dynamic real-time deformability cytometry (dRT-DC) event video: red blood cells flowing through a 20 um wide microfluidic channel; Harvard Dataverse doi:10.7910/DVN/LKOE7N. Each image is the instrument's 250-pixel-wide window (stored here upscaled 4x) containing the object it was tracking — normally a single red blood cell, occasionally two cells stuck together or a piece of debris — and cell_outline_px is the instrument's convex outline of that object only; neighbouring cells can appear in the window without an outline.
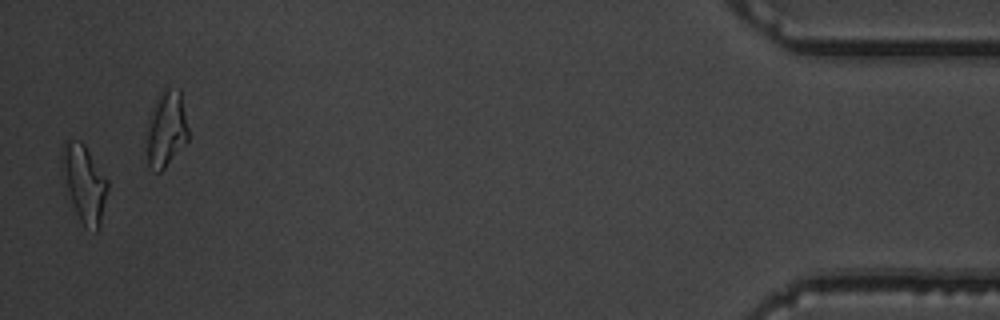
{"species": "common noctule bat (a hibernating species)", "species_latin": "Nyctalus noctula", "temperature_condition": "warm", "stored_images_in_passage": 15, "camera_frame_rate_fps": 3000, "um_per_image_px": 0.085, "animal": {"sex": "male", "body_mass_g": 19.5, "forearm_length_mm": 54.6}, "frame": {"image": 1, "passage_image": 15, "time_ms": 17.667, "image_size_px": [1000, 320], "cell_outline_px": [[108, 188], [100, 228], [96, 232], [84, 228], [76, 212], [60, 176], [60, 156], [64, 140], [80, 140], [84, 144], [108, 180]], "centroid_in_image_um": [7.12, 15.58], "position_along_channel_um": 428.1, "area_um2": 21.1}, "authors_computed_cell_mechanics": {"area_um2": 19.1896, "velocity_mm_per_s": 3.6155, "shape_relaxation_time_tau1_ms": null, "shape_relaxation_time_tau2_ms": 3.142, "deformation_change_tau1": null, "deformation_change_tau2": 0.1229}}